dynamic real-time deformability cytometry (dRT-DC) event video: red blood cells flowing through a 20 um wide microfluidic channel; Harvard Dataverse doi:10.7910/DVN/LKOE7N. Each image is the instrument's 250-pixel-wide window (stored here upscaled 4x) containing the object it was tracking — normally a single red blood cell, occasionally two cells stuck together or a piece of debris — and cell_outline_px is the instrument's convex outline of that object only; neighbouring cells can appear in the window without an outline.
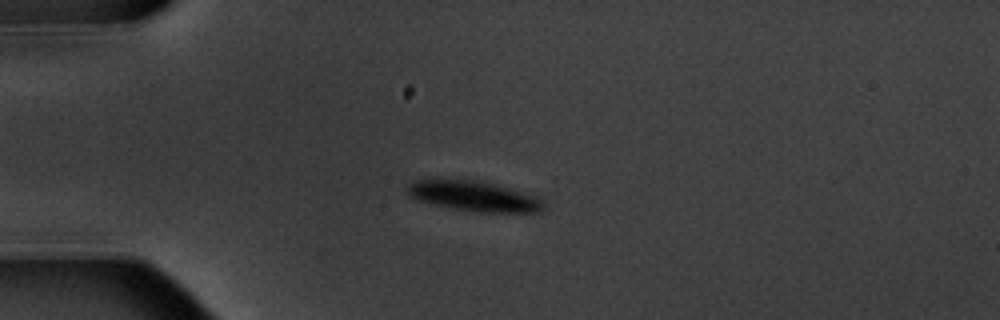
{"species": "common noctule bat (a hibernating species)", "species_latin": "Nyctalus noctula", "temperature_condition": "warm", "stored_images_in_passage": 12, "camera_frame_rate_fps": 3000, "um_per_image_px": 0.085, "animal": {"sex": "male", "body_mass_g": 20.1, "forearm_length_mm": 53.5}, "frame": {"image": 1, "passage_image": 3, "time_ms": 3.333, "image_size_px": [1000, 320], "cell_outline_px": [[544, 208], [540, 212], [476, 212], [452, 208], [420, 200], [412, 196], [404, 188], [412, 180], [476, 180], [496, 184], [536, 196], [544, 204]], "centroid_in_image_um": [40.3, 16.67], "position_along_channel_um": 44.7, "area_um2": 23.58}}
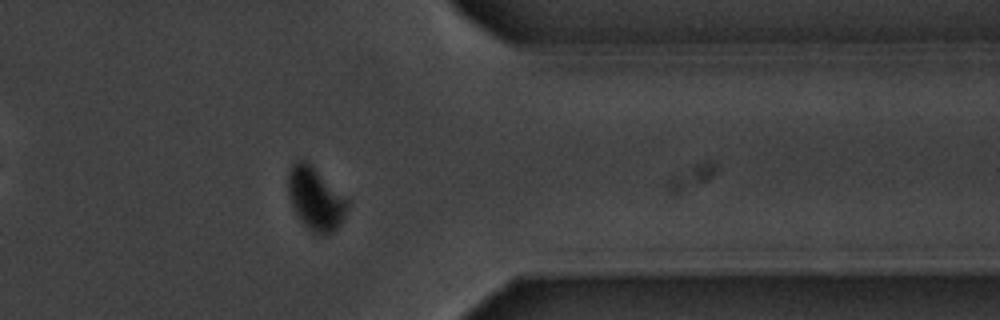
{"frame": {"image": 2, "passage_image": 12, "time_ms": 14.0, "image_size_px": [1000, 320], "cell_outline_px": [[348, 204], [344, 216], [340, 224], [332, 232], [324, 236], [312, 232], [296, 216], [292, 208], [288, 196], [288, 168], [296, 160], [308, 160], [348, 200]], "centroid_in_image_um": [26.78, 16.87], "position_along_channel_um": 384.6, "area_um2": 21.91}, "authors_computed_cell_mechanics": {"area_um2": 25.8366, "velocity_mm_per_s": 3.5026, "shape_relaxation_time_tau1_ms": 1.7525, "shape_relaxation_time_tau2_ms": 3.7777, "deformation_change_tau1": 0.1057, "deformation_change_tau2": 0.0167}}